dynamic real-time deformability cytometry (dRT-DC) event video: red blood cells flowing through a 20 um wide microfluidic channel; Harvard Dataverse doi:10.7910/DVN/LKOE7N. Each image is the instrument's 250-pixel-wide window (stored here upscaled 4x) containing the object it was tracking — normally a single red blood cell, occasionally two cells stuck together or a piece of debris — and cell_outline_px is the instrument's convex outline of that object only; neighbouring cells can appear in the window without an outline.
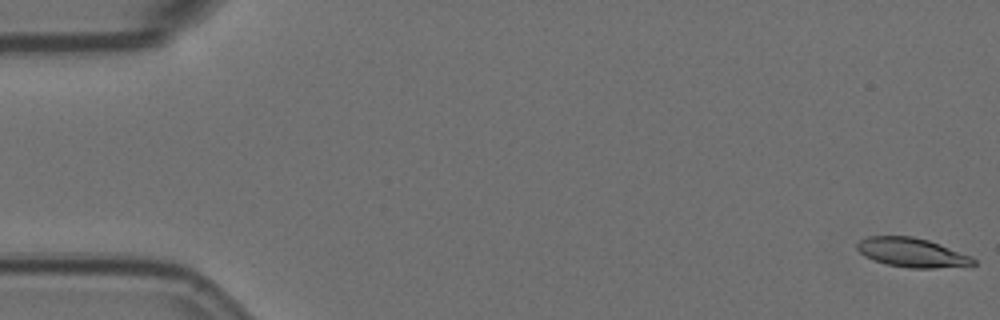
{"species": "Egyptian fruit bat (a non-hibernating species)", "species_latin": "Rousettus aegyptiacus", "temperature_condition": "room temperature", "stored_images_in_passage": 6, "camera_frame_rate_fps": 3000, "um_per_image_px": 0.085, "animal": {"sex": "female"}, "frame": {"image": 1, "passage_image": 1, "time_ms": 0.0, "image_size_px": [1000, 320], "cell_outline_px": [[976, 264], [936, 268], [908, 268], [888, 264], [864, 256], [856, 248], [856, 244], [860, 240], [868, 236], [912, 236], [928, 240], [972, 256], [976, 260]], "centroid_in_image_um": [77.51, 21.46], "position_along_channel_um": 7.5, "area_um2": 19.59}}
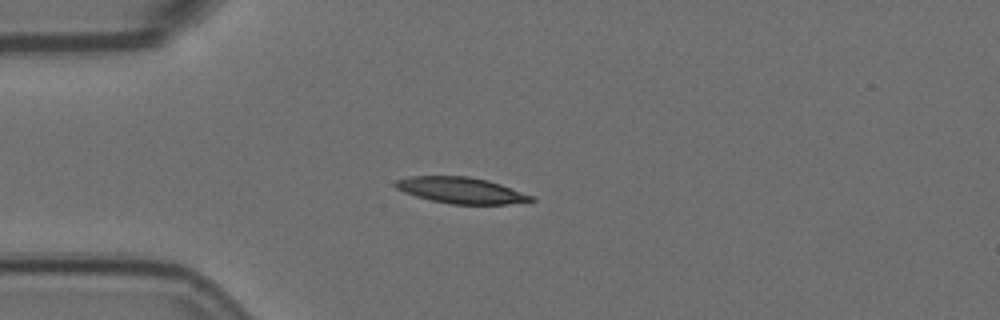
{"frame": {"image": 2, "passage_image": 5, "time_ms": 1.333, "image_size_px": [1000, 320], "cell_outline_px": [[536, 200], [508, 204], [452, 204], [432, 200], [416, 196], [404, 192], [396, 188], [392, 184], [396, 180], [408, 176], [468, 176], [488, 180], [500, 184], [532, 196]], "centroid_in_image_um": [39.14, 16.17], "position_along_channel_um": 45.9, "area_um2": 20.52}}